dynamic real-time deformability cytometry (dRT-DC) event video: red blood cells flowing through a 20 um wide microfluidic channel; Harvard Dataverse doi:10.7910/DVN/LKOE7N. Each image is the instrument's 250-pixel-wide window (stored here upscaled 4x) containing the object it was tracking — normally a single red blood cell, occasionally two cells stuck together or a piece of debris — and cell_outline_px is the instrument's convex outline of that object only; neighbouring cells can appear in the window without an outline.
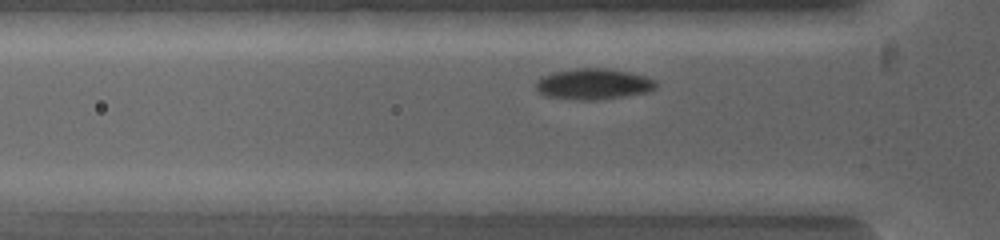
{"species": "common noctule bat (a hibernating species)", "species_latin": "Nyctalus noctula", "temperature_condition": "warm", "stored_images_in_passage": 7, "camera_frame_rate_fps": 5000, "um_per_image_px": 0.085, "animal": {"sex": "female", "body_mass_g": 19.0, "forearm_length_mm": 53.3}, "frame": {"image": 1, "passage_image": 5, "time_ms": 0.6, "image_size_px": [1000, 240], "cell_outline_px": [[656, 88], [648, 92], [624, 96], [548, 96], [540, 92], [536, 88], [536, 84], [544, 76], [552, 72], [576, 68], [608, 68], [628, 72], [644, 76], [652, 80], [656, 84]], "centroid_in_image_um": [50.49, 7.06], "position_along_channel_um": 75.3, "area_um2": 19.94}}